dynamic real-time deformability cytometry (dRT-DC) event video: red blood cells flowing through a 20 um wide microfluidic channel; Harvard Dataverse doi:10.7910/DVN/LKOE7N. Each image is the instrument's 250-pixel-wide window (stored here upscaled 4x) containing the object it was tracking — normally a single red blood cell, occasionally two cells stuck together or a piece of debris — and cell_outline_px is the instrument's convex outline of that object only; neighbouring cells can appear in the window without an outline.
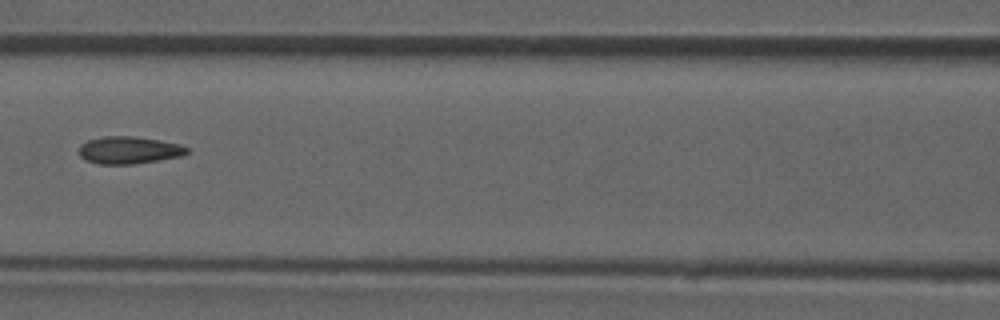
{"species": "common noctule bat (a hibernating species)", "species_latin": "Nyctalus noctula", "temperature_condition": "room temperature", "stored_images_in_passage": 47, "camera_frame_rate_fps": 3000, "um_per_image_px": 0.085, "animal": {"sex": "male", "forearm_length_mm": 52.5}, "frame": {"image": 1, "passage_image": 21, "time_ms": 6.667, "image_size_px": [1000, 320], "cell_outline_px": [[188, 152], [180, 156], [132, 164], [96, 164], [84, 160], [80, 156], [80, 144], [88, 140], [104, 136], [132, 136], [160, 140], [180, 144], [188, 148]], "centroid_in_image_um": [10.92, 12.76], "position_along_channel_um": 155.7, "area_um2": 17.11}}